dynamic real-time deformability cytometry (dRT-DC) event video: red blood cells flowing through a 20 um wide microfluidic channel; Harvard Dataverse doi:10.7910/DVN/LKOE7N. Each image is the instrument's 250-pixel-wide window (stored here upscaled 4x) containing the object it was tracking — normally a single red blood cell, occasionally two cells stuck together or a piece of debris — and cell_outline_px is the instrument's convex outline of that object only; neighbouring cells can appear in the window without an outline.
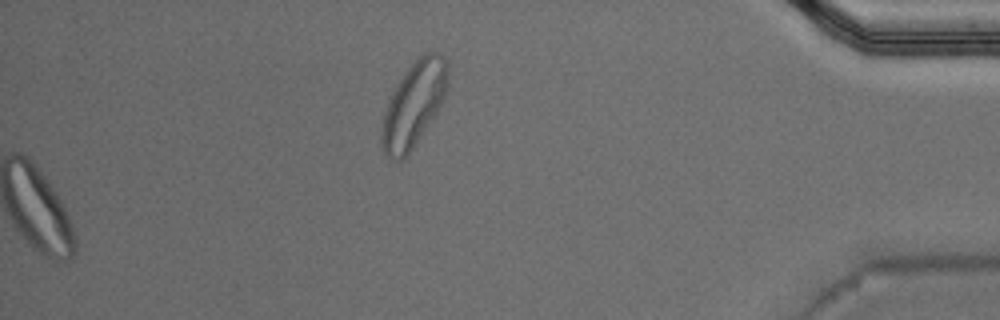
{"species": "Egyptian fruit bat (a non-hibernating species)", "species_latin": "Rousettus aegyptiacus", "temperature_condition": "warm", "stored_images_in_passage": 53, "camera_frame_rate_fps": 3000, "um_per_image_px": 0.085, "animal": {"sex": "male"}, "frame": {"image": 1, "passage_image": 53, "time_ms": 17.333, "image_size_px": [1000, 320], "cell_outline_px": [[448, 84], [444, 96], [436, 112], [404, 160], [396, 160], [388, 156], [384, 152], [380, 144], [380, 136], [384, 116], [388, 100], [392, 92], [408, 68], [424, 52], [440, 52], [448, 64]], "centroid_in_image_um": [35.16, 8.86], "position_along_channel_um": 400.0, "area_um2": 32.08}}